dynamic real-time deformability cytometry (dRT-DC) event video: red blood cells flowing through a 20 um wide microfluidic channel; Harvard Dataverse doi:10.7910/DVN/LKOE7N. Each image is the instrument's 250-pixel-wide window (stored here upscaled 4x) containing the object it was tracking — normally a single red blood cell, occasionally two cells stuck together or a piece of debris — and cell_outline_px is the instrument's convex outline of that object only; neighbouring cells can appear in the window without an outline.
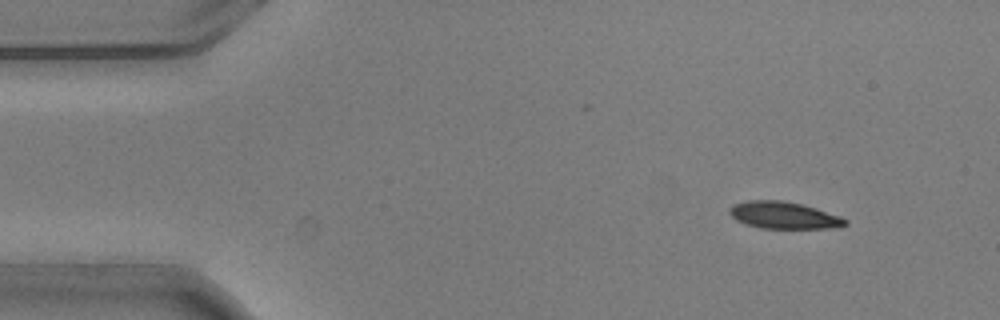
{"species": "common noctule bat (a hibernating species)", "species_latin": "Nyctalus noctula", "temperature_condition": "warm", "stored_images_in_passage": 5, "camera_frame_rate_fps": 3000, "um_per_image_px": 0.085, "animal": {"sex": "male", "body_mass_g": 20.5, "forearm_length_mm": 52.5}, "frame": {"image": 1, "passage_image": 2, "time_ms": 0.333, "image_size_px": [1000, 320], "cell_outline_px": [[848, 224], [828, 228], [760, 228], [744, 224], [736, 220], [728, 212], [732, 204], [748, 200], [780, 200], [800, 204], [816, 208], [840, 216], [848, 220]], "centroid_in_image_um": [66.58, 18.29], "position_along_channel_um": 18.4, "area_um2": 18.15}}